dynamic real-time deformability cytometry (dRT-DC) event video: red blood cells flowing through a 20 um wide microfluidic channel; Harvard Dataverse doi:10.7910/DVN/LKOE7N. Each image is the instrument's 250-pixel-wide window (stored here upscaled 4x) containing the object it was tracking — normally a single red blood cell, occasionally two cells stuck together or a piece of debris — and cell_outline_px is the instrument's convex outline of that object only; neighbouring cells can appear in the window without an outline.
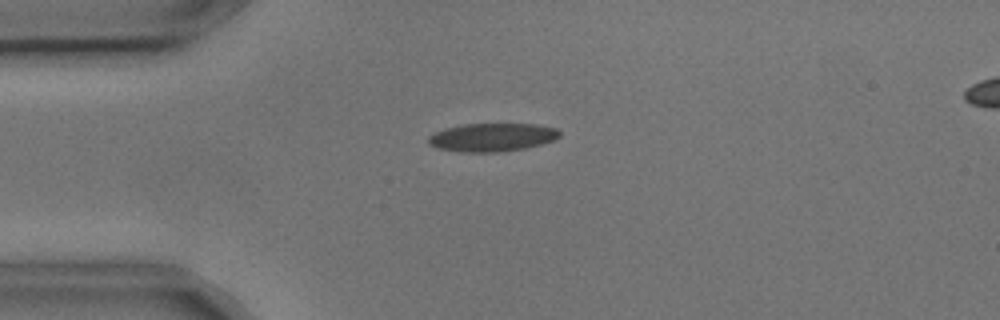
{"species": "common noctule bat (a hibernating species)", "species_latin": "Nyctalus noctula", "temperature_condition": "cold", "stored_images_in_passage": 5, "camera_frame_rate_fps": 3000, "um_per_image_px": 0.085, "animal": {"sex": "male", "body_mass_g": 17.9, "forearm_length_mm": 54.2}, "frame": {"image": 1, "passage_image": 4, "time_ms": 1.0, "image_size_px": [1000, 320], "cell_outline_px": [[560, 136], [556, 140], [524, 148], [500, 152], [460, 152], [440, 148], [428, 144], [428, 136], [444, 128], [464, 124], [536, 124], [556, 128], [560, 132]], "centroid_in_image_um": [41.84, 11.67], "position_along_channel_um": 43.2, "area_um2": 21.62}}